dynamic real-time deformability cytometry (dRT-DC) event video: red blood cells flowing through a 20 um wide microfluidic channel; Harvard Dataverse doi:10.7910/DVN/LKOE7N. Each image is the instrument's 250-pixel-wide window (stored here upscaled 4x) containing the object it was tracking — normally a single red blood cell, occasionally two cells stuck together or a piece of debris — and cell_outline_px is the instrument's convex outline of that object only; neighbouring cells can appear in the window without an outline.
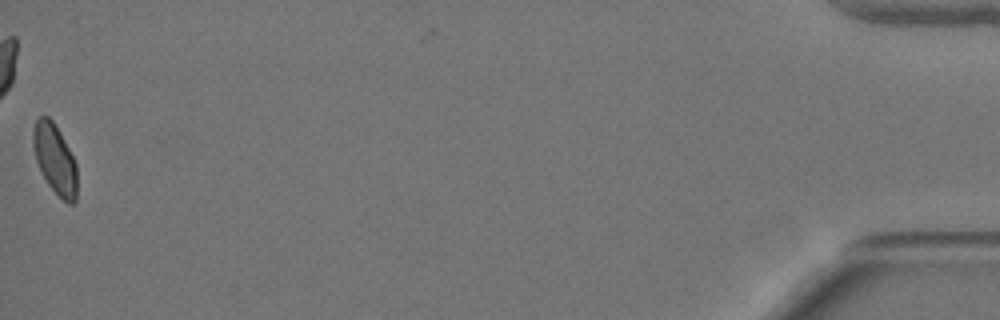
{"species": "Egyptian fruit bat (a non-hibernating species)", "species_latin": "Rousettus aegyptiacus", "temperature_condition": "warm", "stored_images_in_passage": 56, "camera_frame_rate_fps": 3000, "um_per_image_px": 0.085, "animal": {"sex": "female"}, "frame": {"image": 1, "passage_image": 56, "time_ms": 18.333, "image_size_px": [1000, 320], "cell_outline_px": [[76, 200], [72, 204], [68, 204], [48, 184], [36, 160], [32, 144], [32, 128], [36, 120], [40, 116], [48, 116], [52, 120], [60, 132], [76, 164]], "centroid_in_image_um": [4.64, 13.48], "position_along_channel_um": 430.6, "area_um2": 17.57}, "authors_computed_cell_mechanics": {"area_um2": 18.785, "velocity_mm_per_s": 3.5106, "shape_relaxation_time_tau1_ms": 9.6142, "shape_relaxation_time_tau2_ms": 0.5752, "deformation_change_tau1": 0.1708, "deformation_change_tau2": 0.0579}}